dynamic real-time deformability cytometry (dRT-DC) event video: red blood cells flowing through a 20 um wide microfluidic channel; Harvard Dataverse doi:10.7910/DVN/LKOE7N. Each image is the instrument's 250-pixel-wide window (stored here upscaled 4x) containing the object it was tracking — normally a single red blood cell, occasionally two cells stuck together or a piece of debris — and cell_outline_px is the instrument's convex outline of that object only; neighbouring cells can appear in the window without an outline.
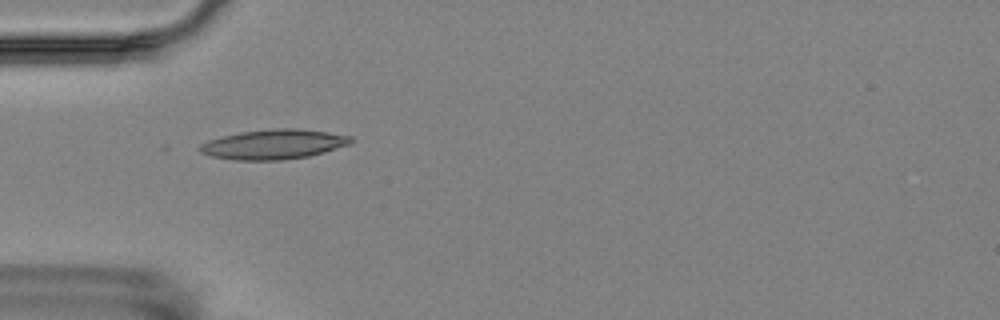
{"species": "Egyptian fruit bat (a non-hibernating species)", "species_latin": "Rousettus aegyptiacus", "temperature_condition": "room temperature", "stored_images_in_passage": 5, "camera_frame_rate_fps": 3000, "um_per_image_px": 0.085, "animal": {"sex": "female"}, "frame": {"image": 1, "passage_image": 4, "time_ms": 4.333, "image_size_px": [1000, 320], "cell_outline_px": [[352, 144], [324, 152], [308, 156], [280, 160], [236, 160], [212, 156], [200, 152], [196, 148], [200, 144], [208, 140], [240, 132], [276, 128], [296, 128], [328, 132], [352, 136]], "centroid_in_image_um": [23.27, 12.26], "position_along_channel_um": 61.7, "area_um2": 26.18}}
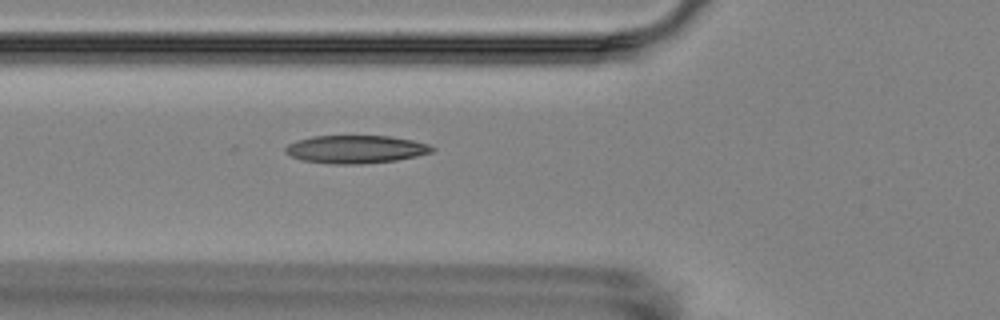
{"frame": {"image": 2, "passage_image": 5, "time_ms": 5.333, "image_size_px": [1000, 320], "cell_outline_px": [[436, 148], [432, 152], [416, 156], [396, 160], [360, 164], [332, 164], [304, 160], [292, 156], [284, 152], [284, 148], [288, 144], [296, 140], [312, 136], [388, 136], [412, 140], [428, 144]], "centroid_in_image_um": [30.22, 12.68], "position_along_channel_um": 95.6, "area_um2": 23.81}}